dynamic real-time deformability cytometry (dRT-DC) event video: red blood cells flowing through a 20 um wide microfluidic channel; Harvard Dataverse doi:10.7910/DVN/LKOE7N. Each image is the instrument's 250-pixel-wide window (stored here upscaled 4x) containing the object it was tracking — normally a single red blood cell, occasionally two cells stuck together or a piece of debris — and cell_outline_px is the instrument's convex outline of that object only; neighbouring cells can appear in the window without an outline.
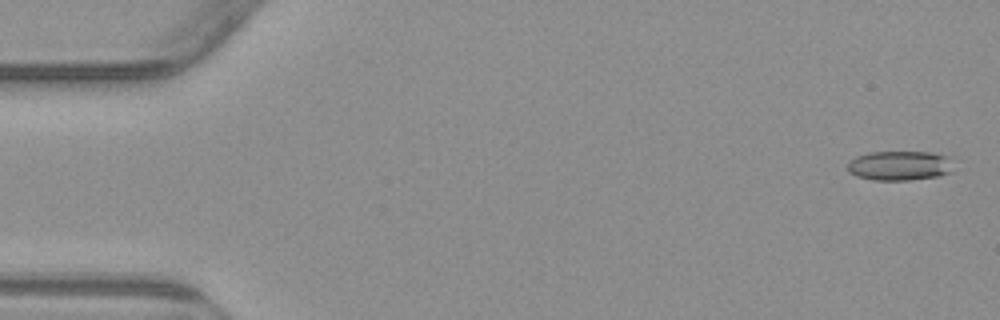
{"species": "common noctule bat (a hibernating species)", "species_latin": "Nyctalus noctula", "temperature_condition": "warm", "stored_images_in_passage": 54, "camera_frame_rate_fps": 3000, "um_per_image_px": 0.085, "animal": {"sex": "male", "body_mass_g": 23.1, "forearm_length_mm": 52.7}, "frame": {"image": 1, "passage_image": 2, "time_ms": 0.333, "image_size_px": [1000, 320], "cell_outline_px": [[952, 172], [940, 176], [908, 180], [872, 180], [856, 176], [848, 172], [848, 160], [856, 156], [868, 152], [932, 152], [944, 156]], "centroid_in_image_um": [76.36, 14.09], "position_along_channel_um": 8.6, "area_um2": 18.09}}
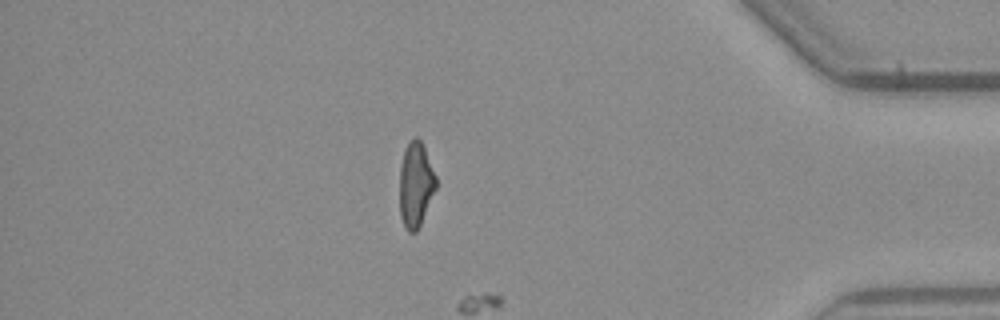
{"frame": {"image": 2, "passage_image": 47, "time_ms": 15.333, "image_size_px": [1000, 320], "cell_outline_px": [[436, 188], [420, 224], [416, 232], [408, 232], [400, 216], [400, 168], [404, 148], [416, 136], [420, 140], [424, 148], [436, 176]], "centroid_in_image_um": [35.32, 15.69], "position_along_channel_um": 399.9, "area_um2": 17.69}}